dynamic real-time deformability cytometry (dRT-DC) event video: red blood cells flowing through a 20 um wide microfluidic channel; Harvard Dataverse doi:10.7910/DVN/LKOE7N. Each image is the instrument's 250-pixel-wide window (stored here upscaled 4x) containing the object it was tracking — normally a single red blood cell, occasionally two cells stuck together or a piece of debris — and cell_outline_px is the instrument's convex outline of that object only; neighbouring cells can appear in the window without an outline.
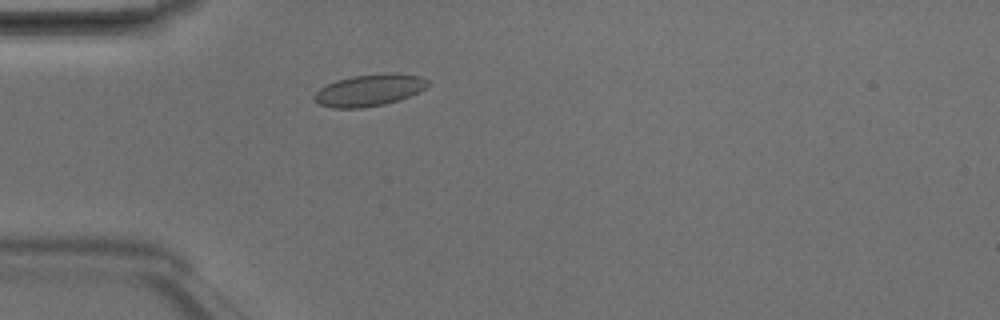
{"species": "Egyptian fruit bat (a non-hibernating species)", "species_latin": "Rousettus aegyptiacus", "temperature_condition": "room temperature", "stored_images_in_passage": 2, "camera_frame_rate_fps": 3000, "um_per_image_px": 0.085, "animal": {"sex": "male"}, "frame": {"image": 1, "passage_image": 2, "time_ms": 0.333, "image_size_px": [1000, 320], "cell_outline_px": [[428, 84], [424, 88], [400, 100], [384, 104], [360, 108], [332, 108], [320, 104], [312, 96], [320, 88], [336, 80], [352, 76], [392, 72], [420, 76], [428, 80]], "centroid_in_image_um": [31.38, 7.66], "position_along_channel_um": 53.6, "area_um2": 20.87}}